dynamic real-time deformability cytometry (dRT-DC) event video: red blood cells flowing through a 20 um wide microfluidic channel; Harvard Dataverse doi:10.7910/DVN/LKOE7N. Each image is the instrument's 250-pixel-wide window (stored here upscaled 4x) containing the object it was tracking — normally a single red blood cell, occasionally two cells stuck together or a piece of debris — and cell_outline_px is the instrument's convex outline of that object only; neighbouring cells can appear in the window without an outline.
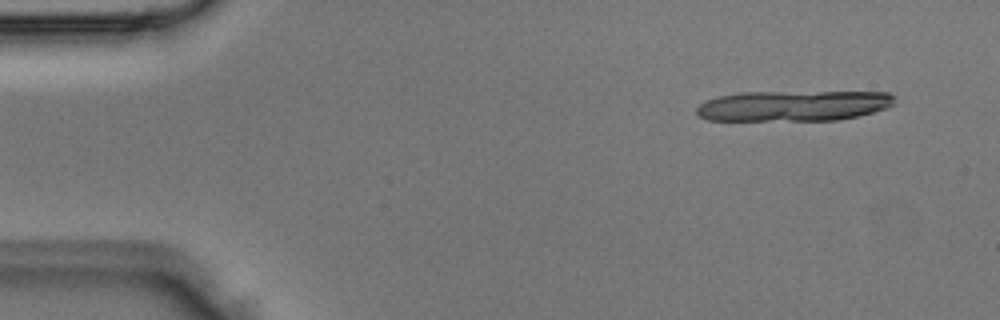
{"species": "Egyptian fruit bat (a non-hibernating species)", "species_latin": "Rousettus aegyptiacus", "temperature_condition": "room temperature", "stored_images_in_passage": 4, "camera_frame_rate_fps": 3000, "um_per_image_px": 0.085, "animal": {"sex": "male"}, "frame": {"image": 1, "passage_image": 1, "time_ms": 0.0, "image_size_px": [1000, 320], "cell_outline_px": [[896, 96], [892, 104], [888, 108], [856, 116], [836, 120], [708, 120], [700, 116], [696, 112], [696, 108], [700, 104], [716, 96], [740, 92], [888, 92]], "centroid_in_image_um": [67.44, 8.98], "position_along_channel_um": 17.6, "area_um2": 35.26}}
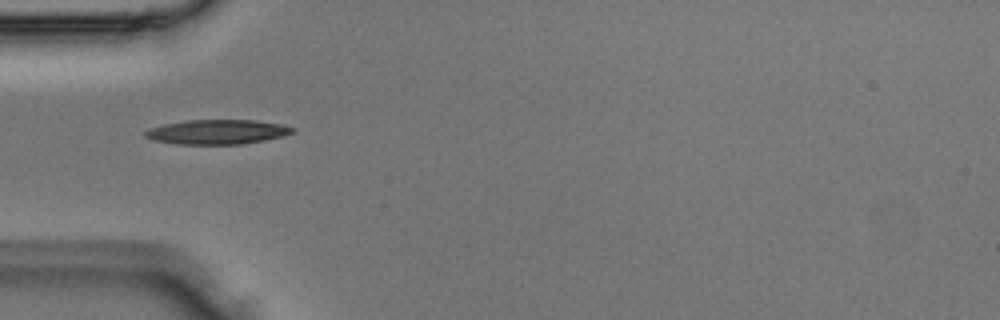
{"frame": {"image": 2, "passage_image": 4, "time_ms": 1.0, "image_size_px": [1000, 320], "cell_outline_px": [[296, 128], [292, 132], [280, 136], [264, 140], [240, 144], [176, 144], [156, 140], [144, 136], [144, 132], [148, 128], [164, 124], [188, 120], [256, 120], [284, 124]], "centroid_in_image_um": [18.46, 11.2], "position_along_channel_um": 66.5, "area_um2": 20.98}}